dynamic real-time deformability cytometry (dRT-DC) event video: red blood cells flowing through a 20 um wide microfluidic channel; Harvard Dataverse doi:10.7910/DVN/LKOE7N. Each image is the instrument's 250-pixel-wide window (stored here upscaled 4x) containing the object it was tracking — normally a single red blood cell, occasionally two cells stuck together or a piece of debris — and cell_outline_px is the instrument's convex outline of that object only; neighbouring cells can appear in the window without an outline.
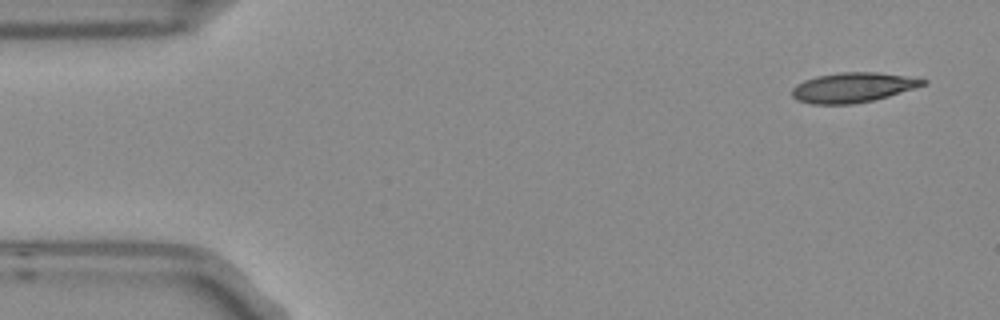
{"species": "Egyptian fruit bat (a non-hibernating species)", "species_latin": "Rousettus aegyptiacus", "temperature_condition": "room temperature", "stored_images_in_passage": 7, "camera_frame_rate_fps": 3000, "um_per_image_px": 0.085, "frame": {"image": 1, "passage_image": 1, "time_ms": 0.0, "image_size_px": [1000, 320], "cell_outline_px": [[928, 84], [888, 96], [872, 100], [852, 104], [812, 104], [796, 100], [792, 96], [792, 88], [796, 84], [804, 80], [816, 76], [840, 72], [876, 72], [904, 76], [928, 80]], "centroid_in_image_um": [72.46, 7.43], "position_along_channel_um": 12.5, "area_um2": 22.72}}
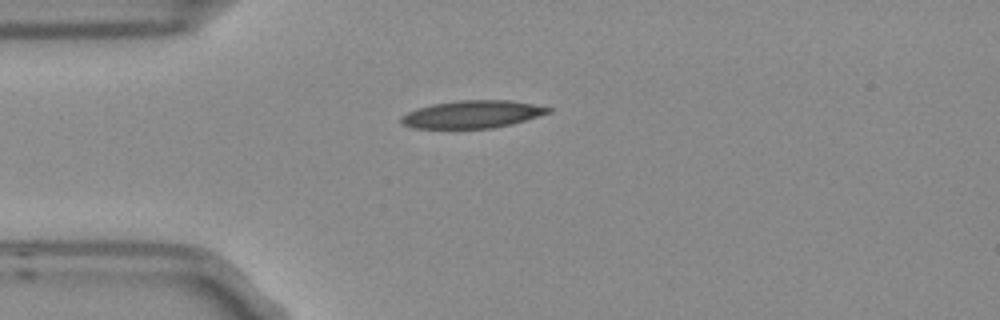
{"frame": {"image": 2, "passage_image": 4, "time_ms": 1.0, "image_size_px": [1000, 320], "cell_outline_px": [[552, 112], [512, 124], [492, 128], [416, 128], [404, 124], [400, 120], [400, 116], [416, 108], [432, 104], [456, 100], [512, 100], [552, 108]], "centroid_in_image_um": [40.15, 9.7], "position_along_channel_um": 44.8, "area_um2": 23.64}}